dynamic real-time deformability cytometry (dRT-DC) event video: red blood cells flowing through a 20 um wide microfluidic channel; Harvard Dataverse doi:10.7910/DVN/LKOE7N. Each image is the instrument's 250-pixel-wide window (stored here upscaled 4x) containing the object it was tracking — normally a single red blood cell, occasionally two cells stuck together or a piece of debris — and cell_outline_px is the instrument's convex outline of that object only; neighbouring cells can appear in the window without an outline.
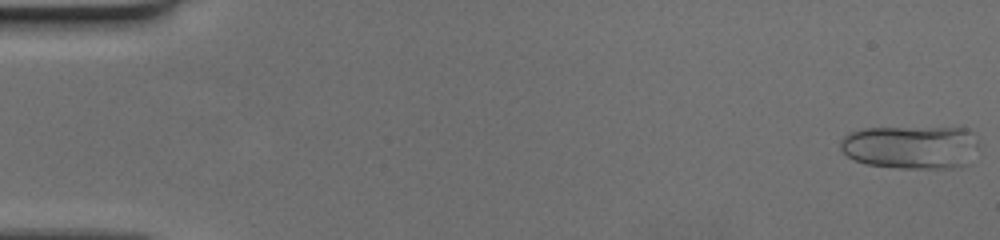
{"species": "human", "species_latin": "Homo sapiens", "temperature_condition": "cold", "stored_images_in_passage": 52, "camera_frame_rate_fps": 3000, "um_per_image_px": 0.085, "donor": {"sex": "female"}, "frame": {"image": 1, "passage_image": 1, "time_ms": 0.0, "image_size_px": [1000, 240], "cell_outline_px": [[980, 144], [968, 164], [952, 168], [900, 168], [864, 164], [848, 156], [840, 148], [840, 140], [848, 132], [864, 128], [968, 128], [972, 132]], "centroid_in_image_um": [77.45, 12.5], "position_along_channel_um": 7.6, "area_um2": 35.32}}
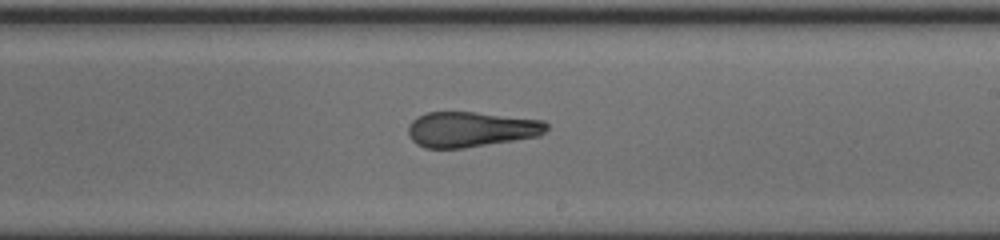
{"frame": {"image": 2, "passage_image": 31, "time_ms": 10.0, "image_size_px": [1000, 240], "cell_outline_px": [[548, 128], [540, 136], [464, 148], [424, 148], [416, 144], [412, 140], [408, 132], [408, 124], [416, 116], [428, 112], [472, 112], [544, 120], [548, 124]], "centroid_in_image_um": [40.01, 10.99], "position_along_channel_um": 249.0, "area_um2": 28.55}}
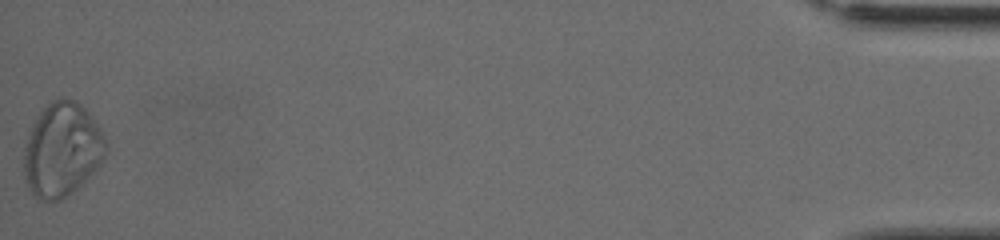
{"frame": {"image": 3, "passage_image": 52, "time_ms": 17.0, "image_size_px": [1000, 240], "cell_outline_px": [[108, 148], [104, 160], [76, 188], [60, 200], [40, 200], [32, 192], [24, 176], [24, 148], [32, 124], [40, 112], [52, 100], [60, 96], [64, 96], [76, 100], [88, 112], [100, 128], [104, 136]], "centroid_in_image_um": [5.28, 12.68], "position_along_channel_um": 429.9, "area_um2": 44.62}}